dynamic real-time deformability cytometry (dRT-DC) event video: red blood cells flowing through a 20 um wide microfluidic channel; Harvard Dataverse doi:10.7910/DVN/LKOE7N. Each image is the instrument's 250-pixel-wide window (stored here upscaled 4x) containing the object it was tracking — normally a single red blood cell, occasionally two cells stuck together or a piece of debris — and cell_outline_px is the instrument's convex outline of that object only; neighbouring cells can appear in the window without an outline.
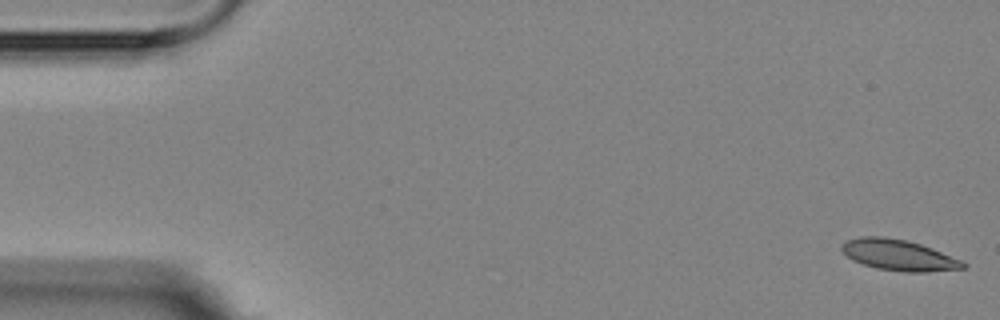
{"species": "Egyptian fruit bat (a non-hibernating species)", "species_latin": "Rousettus aegyptiacus", "temperature_condition": "room temperature", "stored_images_in_passage": 7, "camera_frame_rate_fps": 3000, "um_per_image_px": 0.085, "animal": {"sex": "female"}, "frame": {"image": 1, "passage_image": 1, "time_ms": 0.0, "image_size_px": [1000, 320], "cell_outline_px": [[968, 264], [964, 268], [924, 272], [904, 272], [876, 268], [852, 260], [840, 248], [840, 244], [848, 240], [860, 236], [884, 236], [908, 240], [932, 248], [964, 260]], "centroid_in_image_um": [76.41, 21.67], "position_along_channel_um": 8.6, "area_um2": 22.02}}
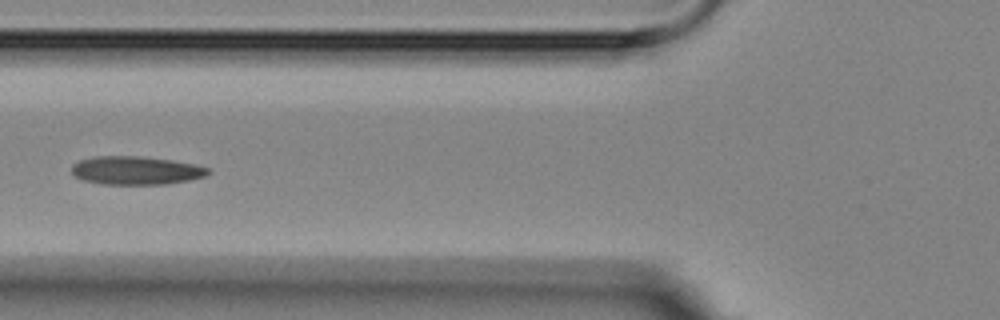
{"frame": {"image": 2, "passage_image": 6, "time_ms": 6.667, "image_size_px": [1000, 320], "cell_outline_px": [[212, 168], [204, 176], [188, 180], [164, 184], [104, 184], [84, 180], [76, 176], [72, 172], [72, 164], [80, 160], [92, 156], [140, 156], [172, 160], [196, 164]], "centroid_in_image_um": [11.56, 14.47], "position_along_channel_um": 114.2, "area_um2": 22.48}}
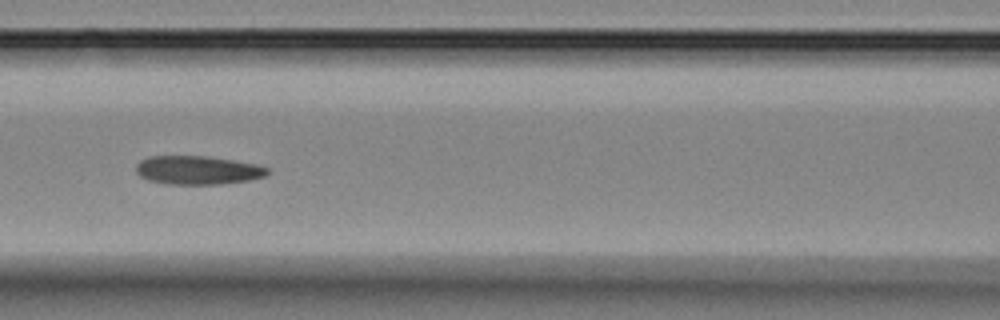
{"frame": {"image": 3, "passage_image": 7, "time_ms": 7.667, "image_size_px": [1000, 320], "cell_outline_px": [[268, 172], [264, 176], [248, 180], [220, 184], [168, 184], [148, 180], [140, 176], [136, 172], [136, 164], [140, 160], [148, 156], [208, 156], [256, 164], [268, 168]], "centroid_in_image_um": [16.76, 14.46], "position_along_channel_um": 149.8, "area_um2": 21.85}}